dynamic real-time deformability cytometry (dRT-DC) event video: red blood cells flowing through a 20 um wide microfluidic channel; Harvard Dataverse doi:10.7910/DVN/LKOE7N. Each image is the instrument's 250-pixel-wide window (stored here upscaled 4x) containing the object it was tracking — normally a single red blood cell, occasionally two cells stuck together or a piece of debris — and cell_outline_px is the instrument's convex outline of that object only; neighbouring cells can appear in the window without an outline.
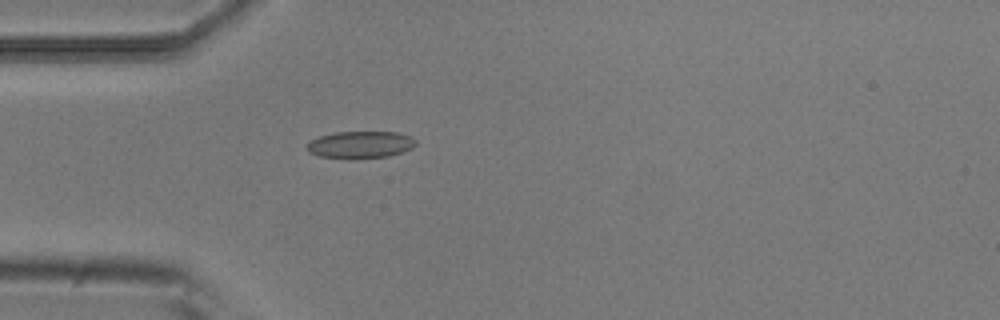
{"species": "common noctule bat (a hibernating species)", "species_latin": "Nyctalus noctula", "temperature_condition": "room temperature", "stored_images_in_passage": 2, "camera_frame_rate_fps": 3000, "um_per_image_px": 0.085, "animal": {"sex": "male", "body_mass_g": 20.5, "forearm_length_mm": 52.5}, "frame": {"image": 1, "passage_image": 2, "time_ms": 0.333, "image_size_px": [1000, 320], "cell_outline_px": [[416, 144], [412, 148], [388, 156], [320, 156], [308, 152], [304, 148], [312, 140], [320, 136], [332, 132], [400, 132], [412, 136], [416, 140]], "centroid_in_image_um": [30.66, 12.24], "position_along_channel_um": 54.3, "area_um2": 16.53}}